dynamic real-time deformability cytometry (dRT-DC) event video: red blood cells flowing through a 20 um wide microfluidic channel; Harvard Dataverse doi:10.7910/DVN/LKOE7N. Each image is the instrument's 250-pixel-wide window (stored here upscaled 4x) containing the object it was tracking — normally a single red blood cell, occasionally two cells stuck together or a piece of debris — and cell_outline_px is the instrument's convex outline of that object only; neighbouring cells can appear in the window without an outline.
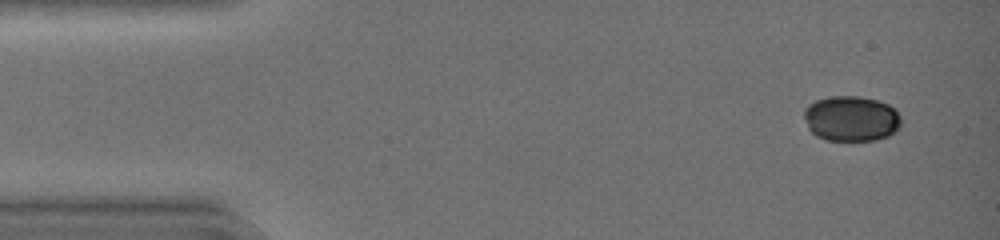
{"species": "common noctule bat (a hibernating species)", "species_latin": "Nyctalus noctula", "temperature_condition": "warm", "stored_images_in_passage": 42, "camera_frame_rate_fps": 3000, "um_per_image_px": 0.085, "animal": {"sex": "female", "body_mass_g": 19.0, "forearm_length_mm": 51.5}, "frame": {"image": 1, "passage_image": 1, "time_ms": 0.0, "image_size_px": [1000, 240], "cell_outline_px": [[900, 128], [888, 136], [876, 140], [828, 140], [816, 136], [808, 128], [804, 116], [804, 108], [808, 104], [816, 100], [828, 96], [860, 96], [876, 100], [888, 104], [900, 116]], "centroid_in_image_um": [72.33, 10.07], "position_along_channel_um": 12.7, "area_um2": 25.72}}
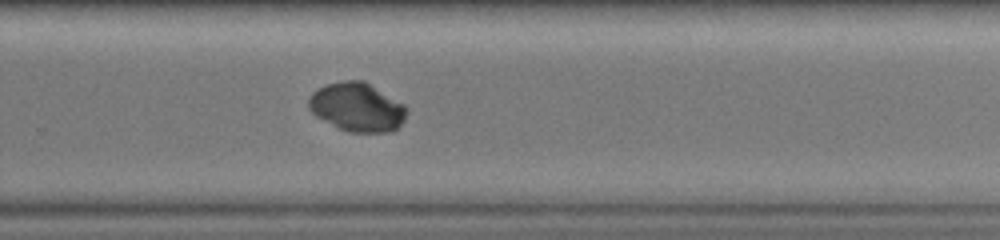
{"frame": {"image": 2, "passage_image": 28, "time_ms": 9.0, "image_size_px": [1000, 240], "cell_outline_px": [[408, 112], [404, 120], [392, 132], [348, 132], [316, 116], [308, 108], [308, 96], [312, 92], [324, 84], [344, 80], [364, 80], [404, 104], [408, 108]], "centroid_in_image_um": [30.35, 9.09], "position_along_channel_um": 299.4, "area_um2": 27.98}}
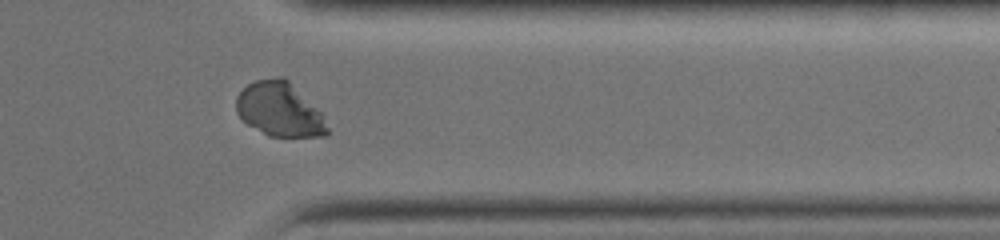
{"frame": {"image": 3, "passage_image": 34, "time_ms": 11.0, "image_size_px": [1000, 240], "cell_outline_px": [[328, 136], [268, 136], [248, 124], [236, 112], [236, 96], [248, 84], [256, 80], [280, 76], [284, 76], [324, 112], [328, 128]], "centroid_in_image_um": [23.82, 9.29], "position_along_channel_um": 387.6, "area_um2": 29.07}, "authors_computed_cell_mechanics": {"area_um2": 28.9, "velocity_mm_per_s": 4.3849, "shape_relaxation_time_tau1_ms": 5.2108, "shape_relaxation_time_tau2_ms": null, "deformation_change_tau1": 0.1364, "deformation_change_tau2": null}}